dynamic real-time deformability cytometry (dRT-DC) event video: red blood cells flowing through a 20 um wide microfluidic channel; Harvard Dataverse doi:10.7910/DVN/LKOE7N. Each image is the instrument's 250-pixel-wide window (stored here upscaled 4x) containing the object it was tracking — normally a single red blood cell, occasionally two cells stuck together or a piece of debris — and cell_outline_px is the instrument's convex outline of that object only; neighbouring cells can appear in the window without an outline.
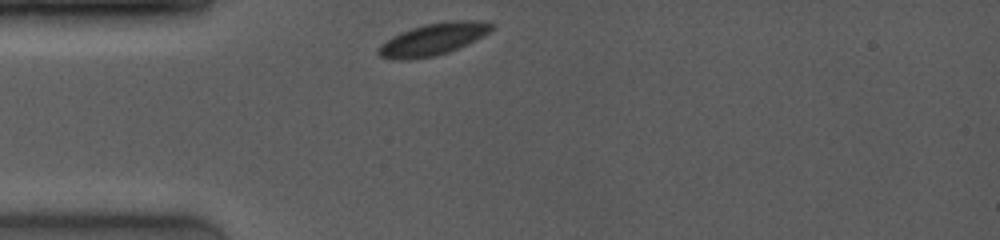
{"species": "common noctule bat (a hibernating species)", "species_latin": "Nyctalus noctula", "temperature_condition": "room temperature", "stored_images_in_passage": 10, "camera_frame_rate_fps": 4000, "um_per_image_px": 0.085, "animal": {"sex": "female", "body_mass_g": 19.0, "forearm_length_mm": 53.3}, "frame": {"image": 1, "passage_image": 1, "time_ms": 0.0, "image_size_px": [1000, 240], "cell_outline_px": [[496, 24], [484, 36], [448, 52], [436, 56], [408, 60], [400, 60], [380, 56], [376, 52], [376, 48], [380, 44], [392, 36], [400, 32], [424, 24], [444, 20], [476, 20]], "centroid_in_image_um": [36.79, 3.32], "position_along_channel_um": 48.2, "area_um2": 21.27}}